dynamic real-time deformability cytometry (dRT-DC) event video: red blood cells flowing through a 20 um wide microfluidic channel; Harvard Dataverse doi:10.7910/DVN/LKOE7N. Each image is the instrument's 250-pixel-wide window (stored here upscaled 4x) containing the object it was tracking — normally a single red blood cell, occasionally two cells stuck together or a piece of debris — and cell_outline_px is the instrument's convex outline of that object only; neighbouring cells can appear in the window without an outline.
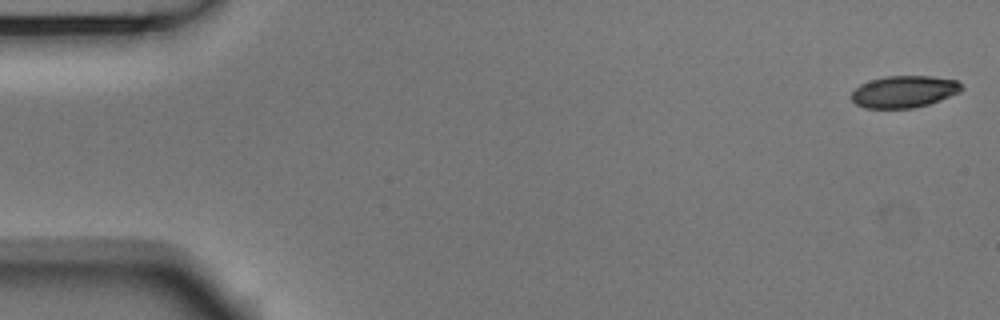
{"species": "Egyptian fruit bat (a non-hibernating species)", "species_latin": "Rousettus aegyptiacus", "temperature_condition": "room temperature", "stored_images_in_passage": 50, "camera_frame_rate_fps": 3000, "um_per_image_px": 0.085, "animal": {"sex": "male"}, "frame": {"image": 1, "passage_image": 1, "time_ms": 0.0, "image_size_px": [1000, 320], "cell_outline_px": [[964, 88], [960, 92], [940, 100], [928, 104], [912, 108], [864, 108], [856, 104], [852, 100], [852, 92], [860, 84], [872, 80], [888, 76], [932, 76], [956, 80]], "centroid_in_image_um": [76.86, 7.79], "position_along_channel_um": 8.1, "area_um2": 20.35}}
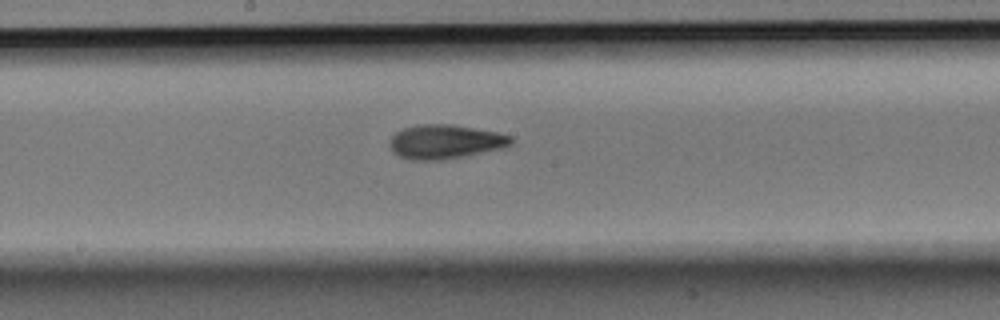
{"frame": {"image": 2, "passage_image": 28, "time_ms": 9.0, "image_size_px": [1000, 320], "cell_outline_px": [[512, 144], [504, 148], [464, 156], [440, 160], [412, 160], [400, 156], [392, 152], [388, 144], [392, 136], [396, 132], [404, 128], [420, 124], [448, 124], [496, 132], [512, 136]], "centroid_in_image_um": [37.82, 12.05], "position_along_channel_um": 210.4, "area_um2": 24.04}}
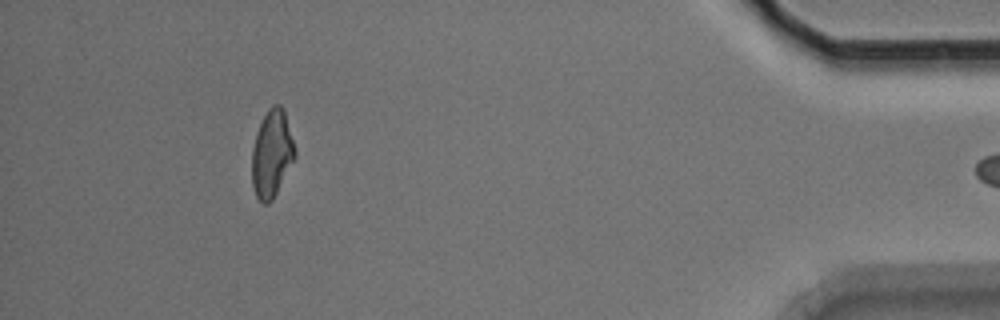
{"frame": {"image": 3, "passage_image": 49, "time_ms": 16.0, "image_size_px": [1000, 320], "cell_outline_px": [[296, 156], [272, 200], [268, 204], [264, 204], [256, 196], [252, 184], [252, 148], [256, 132], [268, 108], [272, 104], [280, 104], [284, 108], [296, 152]], "centroid_in_image_um": [23.1, 13.04], "position_along_channel_um": 412.1, "area_um2": 21.79}}